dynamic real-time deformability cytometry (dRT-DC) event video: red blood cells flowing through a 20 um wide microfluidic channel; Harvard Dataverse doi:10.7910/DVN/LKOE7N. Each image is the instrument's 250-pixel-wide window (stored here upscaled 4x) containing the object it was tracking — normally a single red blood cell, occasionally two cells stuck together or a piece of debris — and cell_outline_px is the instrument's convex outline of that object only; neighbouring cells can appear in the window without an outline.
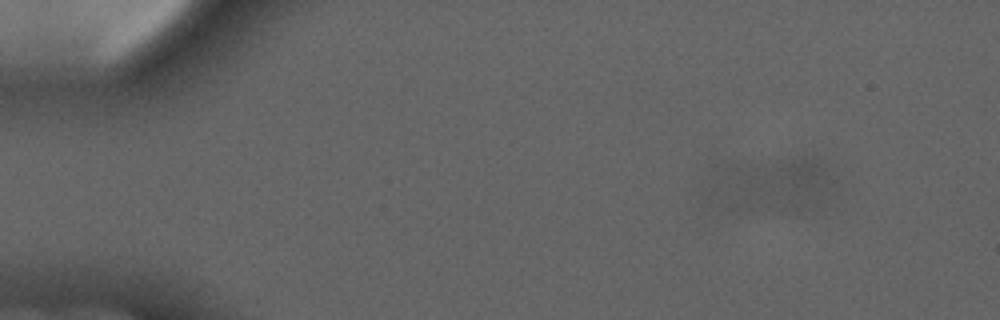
{"species": "common noctule bat (a hibernating species)", "species_latin": "Nyctalus noctula", "temperature_condition": "cold", "stored_images_in_passage": 7, "camera_frame_rate_fps": 3000, "um_per_image_px": 0.085, "animal": {"sex": "male", "forearm_length_mm": 52.5}, "frame": {"image": 1, "passage_image": 2, "time_ms": 1.333, "image_size_px": [1000, 320], "cell_outline_px": [[760, 184], [752, 208], [728, 208], [712, 204], [708, 192], [712, 184], [736, 168], [740, 168], [756, 180]], "centroid_in_image_um": [62.44, 16.18], "position_along_channel_um": 22.6, "area_um2": 10.75}}
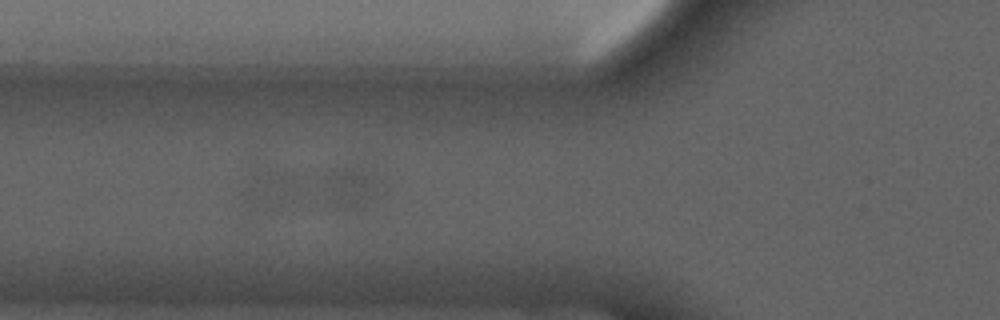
{"frame": {"image": 2, "passage_image": 6, "time_ms": 6.0, "image_size_px": [1000, 320], "cell_outline_px": [[296, 192], [292, 200], [276, 208], [272, 208], [244, 200], [244, 192], [252, 176], [256, 172], [288, 172]], "centroid_in_image_um": [22.96, 16.08], "position_along_channel_um": 102.8, "area_um2": 10.58}}